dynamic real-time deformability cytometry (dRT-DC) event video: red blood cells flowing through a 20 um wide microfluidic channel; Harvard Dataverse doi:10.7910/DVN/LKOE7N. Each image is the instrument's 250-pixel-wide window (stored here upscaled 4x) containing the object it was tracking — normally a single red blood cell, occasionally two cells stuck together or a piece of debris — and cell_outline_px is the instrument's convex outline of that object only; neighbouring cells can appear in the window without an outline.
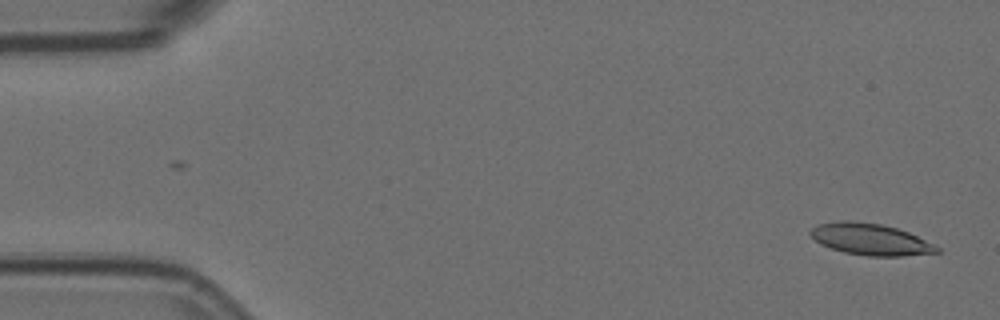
{"species": "Egyptian fruit bat (a non-hibernating species)", "species_latin": "Rousettus aegyptiacus", "temperature_condition": "room temperature", "stored_images_in_passage": 13, "camera_frame_rate_fps": 3000, "um_per_image_px": 0.085, "animal": {"sex": "female"}, "frame": {"image": 1, "passage_image": 1, "time_ms": 0.0, "image_size_px": [1000, 320], "cell_outline_px": [[940, 252], [900, 256], [868, 256], [844, 252], [820, 244], [808, 232], [816, 224], [840, 220], [852, 220], [880, 224], [896, 228], [908, 232], [936, 244], [940, 248]], "centroid_in_image_um": [73.99, 20.33], "position_along_channel_um": 11.0, "area_um2": 23.29}}